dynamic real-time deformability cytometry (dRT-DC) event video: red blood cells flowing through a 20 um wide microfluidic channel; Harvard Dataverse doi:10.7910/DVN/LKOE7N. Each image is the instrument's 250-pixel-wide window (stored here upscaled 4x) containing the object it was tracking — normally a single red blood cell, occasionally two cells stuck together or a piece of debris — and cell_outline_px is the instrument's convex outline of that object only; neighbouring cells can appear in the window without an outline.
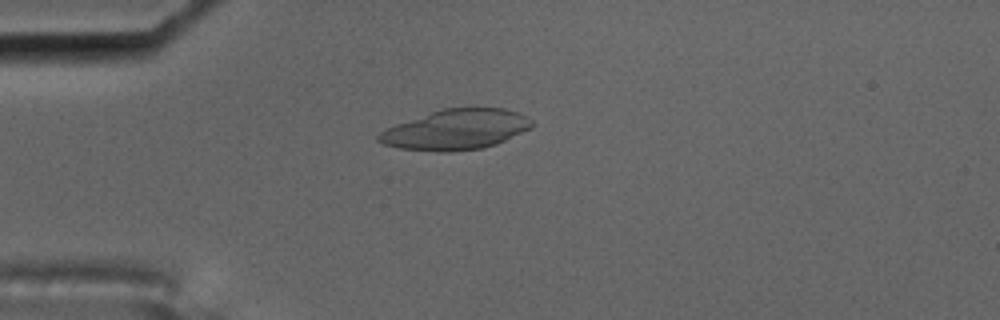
{"species": "common noctule bat (a hibernating species)", "species_latin": "Nyctalus noctula", "temperature_condition": "cold", "stored_images_in_passage": 6, "camera_frame_rate_fps": 3000, "um_per_image_px": 0.085, "animal": {"sex": "male", "body_mass_g": 17.5, "forearm_length_mm": 52.3}, "frame": {"image": 1, "passage_image": 4, "time_ms": 1.0, "image_size_px": [1000, 320], "cell_outline_px": [[536, 124], [532, 128], [496, 144], [480, 148], [448, 152], [444, 152], [400, 148], [384, 144], [376, 140], [376, 136], [380, 132], [396, 124], [444, 108], [504, 108], [528, 116]], "centroid_in_image_um": [38.8, 11.01], "position_along_channel_um": 46.2, "area_um2": 35.66}}